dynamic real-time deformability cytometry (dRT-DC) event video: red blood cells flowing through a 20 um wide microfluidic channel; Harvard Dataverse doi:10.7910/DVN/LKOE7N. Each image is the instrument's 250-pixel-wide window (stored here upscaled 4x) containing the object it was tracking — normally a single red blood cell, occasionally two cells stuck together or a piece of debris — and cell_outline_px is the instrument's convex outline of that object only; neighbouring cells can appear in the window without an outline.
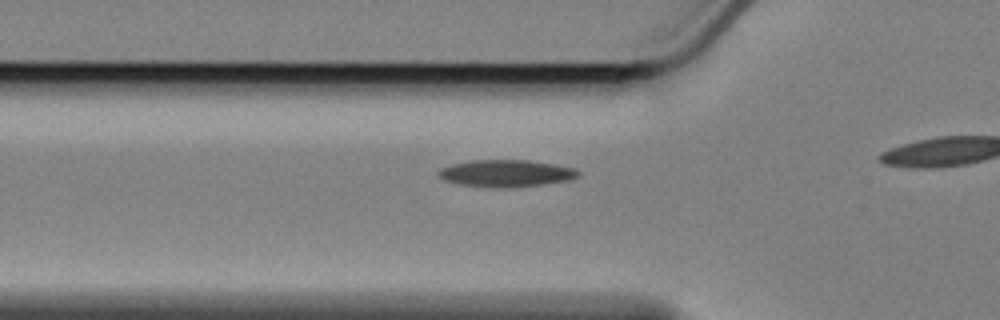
{"species": "Egyptian fruit bat (a non-hibernating species)", "species_latin": "Rousettus aegyptiacus", "temperature_condition": "cold", "stored_images_in_passage": 10, "camera_frame_rate_fps": 3000, "um_per_image_px": 0.085, "animal": {"sex": "female"}, "frame": {"image": 1, "passage_image": 4, "time_ms": 1.0, "image_size_px": [1000, 320], "cell_outline_px": [[580, 176], [572, 180], [516, 188], [500, 188], [460, 184], [444, 180], [436, 176], [436, 172], [440, 168], [452, 164], [468, 160], [528, 160], [556, 164], [576, 168], [580, 172]], "centroid_in_image_um": [43.04, 14.73], "position_along_channel_um": 82.8, "area_um2": 22.48}}
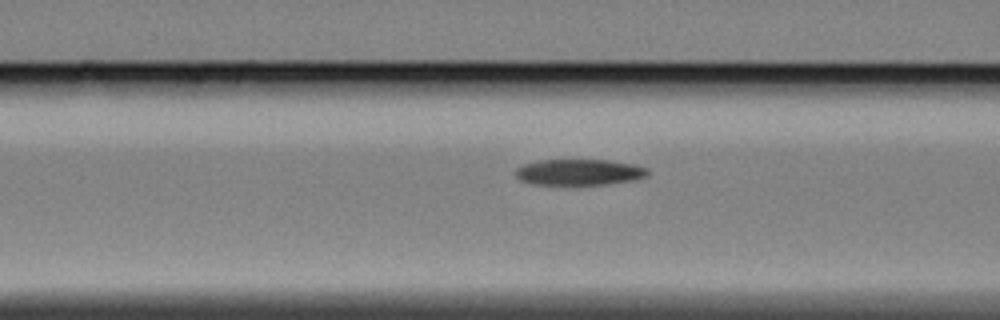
{"frame": {"image": 2, "passage_image": 7, "time_ms": 2.0, "image_size_px": [1000, 320], "cell_outline_px": [[648, 176], [636, 180], [604, 184], [532, 184], [520, 180], [516, 176], [516, 168], [524, 164], [540, 160], [608, 160], [632, 164], [648, 168]], "centroid_in_image_um": [49.25, 14.63], "position_along_channel_um": 117.4, "area_um2": 19.94}}